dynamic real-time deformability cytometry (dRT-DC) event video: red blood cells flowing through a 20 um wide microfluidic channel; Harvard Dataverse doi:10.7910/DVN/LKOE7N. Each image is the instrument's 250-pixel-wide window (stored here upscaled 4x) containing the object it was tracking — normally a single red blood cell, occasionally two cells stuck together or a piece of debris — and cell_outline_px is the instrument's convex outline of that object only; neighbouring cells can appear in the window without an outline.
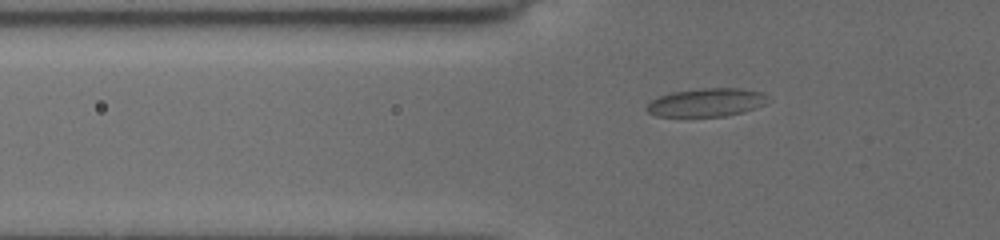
{"species": "common noctule bat (a hibernating species)", "species_latin": "Nyctalus noctula", "temperature_condition": "cold", "stored_images_in_passage": 14, "camera_frame_rate_fps": 3000, "um_per_image_px": 0.085, "animal": {"sex": "female", "body_mass_g": 19.5, "forearm_length_mm": 54.1}, "frame": {"image": 1, "passage_image": 2, "time_ms": 0.333, "image_size_px": [1000, 240], "cell_outline_px": [[772, 100], [768, 104], [744, 112], [724, 116], [656, 116], [648, 112], [644, 108], [652, 100], [660, 96], [672, 92], [704, 88], [740, 88], [764, 92], [772, 96]], "centroid_in_image_um": [60.17, 8.7], "position_along_channel_um": 65.6, "area_um2": 20.35}}
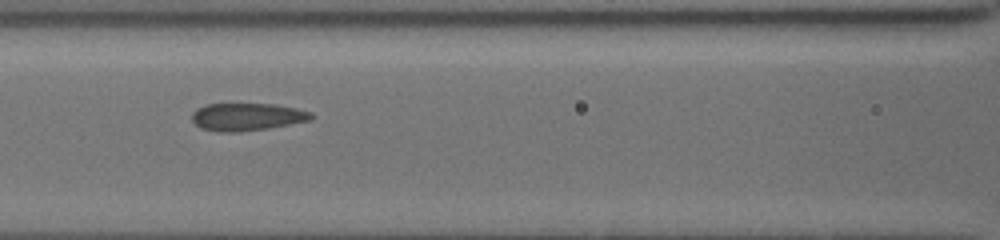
{"frame": {"image": 2, "passage_image": 8, "time_ms": 2.667, "image_size_px": [1000, 240], "cell_outline_px": [[312, 120], [268, 128], [240, 132], [216, 132], [200, 128], [192, 120], [192, 112], [196, 108], [204, 104], [276, 104], [296, 108], [312, 112]], "centroid_in_image_um": [20.97, 9.93], "position_along_channel_um": 145.6, "area_um2": 19.36}}
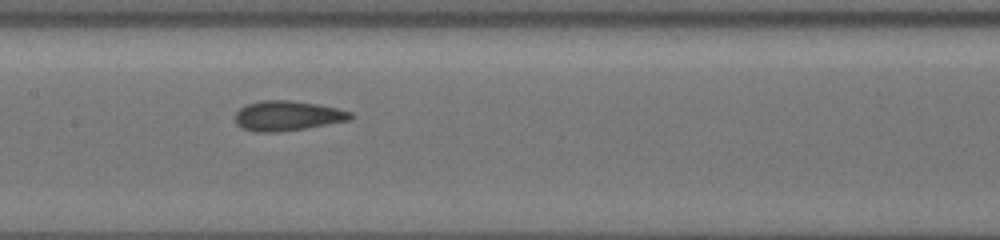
{"frame": {"image": 3, "passage_image": 13, "time_ms": 3.667, "image_size_px": [1000, 240], "cell_outline_px": [[356, 116], [352, 120], [304, 128], [276, 132], [256, 132], [244, 128], [236, 124], [236, 112], [244, 104], [260, 100], [292, 100], [320, 104], [352, 112]], "centroid_in_image_um": [24.46, 9.82], "position_along_channel_um": 182.9, "area_um2": 20.29}}